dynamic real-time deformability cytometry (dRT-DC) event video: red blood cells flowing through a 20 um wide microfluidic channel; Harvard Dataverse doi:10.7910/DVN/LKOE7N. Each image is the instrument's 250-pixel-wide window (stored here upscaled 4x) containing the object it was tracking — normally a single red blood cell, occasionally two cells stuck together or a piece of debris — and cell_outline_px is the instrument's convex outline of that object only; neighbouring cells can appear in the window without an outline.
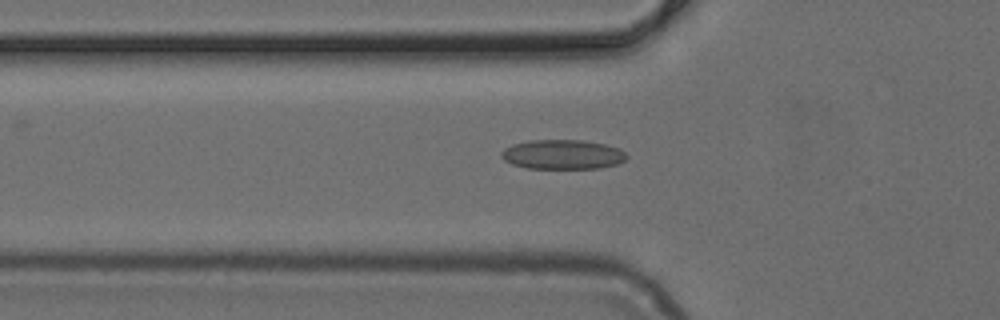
{"species": "common noctule bat (a hibernating species)", "species_latin": "Nyctalus noctula", "temperature_condition": "cold", "stored_images_in_passage": 7, "camera_frame_rate_fps": 3000, "um_per_image_px": 0.085, "animal": {"sex": "female", "body_mass_g": 24.6, "forearm_length_mm": 56.2}, "frame": {"image": 1, "passage_image": 5, "time_ms": 1.333, "image_size_px": [1000, 320], "cell_outline_px": [[628, 156], [624, 160], [616, 164], [600, 168], [528, 168], [512, 164], [504, 160], [500, 156], [500, 152], [504, 148], [512, 144], [528, 140], [580, 140], [604, 144], [620, 148]], "centroid_in_image_um": [47.79, 13.12], "position_along_channel_um": 78.0, "area_um2": 21.56}}